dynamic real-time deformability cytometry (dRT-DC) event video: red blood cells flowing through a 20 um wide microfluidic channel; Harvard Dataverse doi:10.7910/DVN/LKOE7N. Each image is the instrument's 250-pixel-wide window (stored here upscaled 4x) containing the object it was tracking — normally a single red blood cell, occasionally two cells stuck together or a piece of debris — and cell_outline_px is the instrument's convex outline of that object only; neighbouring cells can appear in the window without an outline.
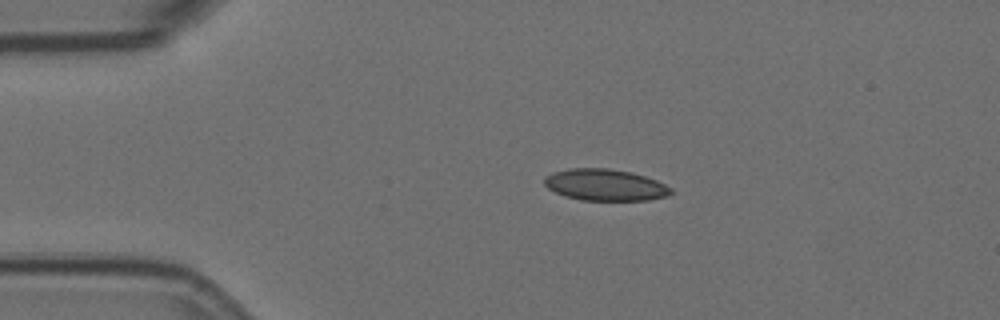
{"species": "Egyptian fruit bat (a non-hibernating species)", "species_latin": "Rousettus aegyptiacus", "temperature_condition": "room temperature", "stored_images_in_passage": 10, "camera_frame_rate_fps": 3000, "um_per_image_px": 0.085, "animal": {"sex": "female"}, "frame": {"image": 1, "passage_image": 1, "time_ms": 0.0, "image_size_px": [1000, 320], "cell_outline_px": [[672, 192], [668, 196], [648, 200], [580, 200], [564, 196], [548, 188], [544, 184], [544, 176], [552, 172], [568, 168], [608, 168], [632, 172], [656, 180], [672, 188]], "centroid_in_image_um": [51.41, 15.71], "position_along_channel_um": 33.6, "area_um2": 23.41}}
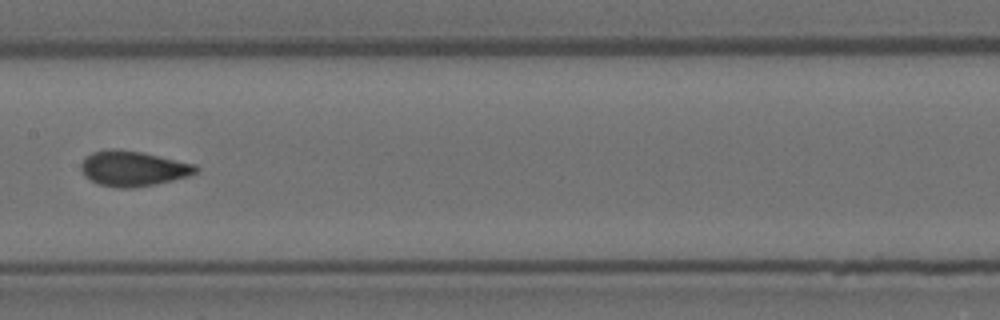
{"frame": {"image": 2, "passage_image": 6, "time_ms": 1.667, "image_size_px": [1000, 320], "cell_outline_px": [[200, 168], [192, 176], [156, 184], [132, 188], [120, 188], [96, 184], [84, 176], [80, 168], [80, 164], [92, 152], [112, 148], [140, 152], [196, 164]], "centroid_in_image_um": [11.33, 14.34], "position_along_channel_um": 196.1, "area_um2": 23.7}}
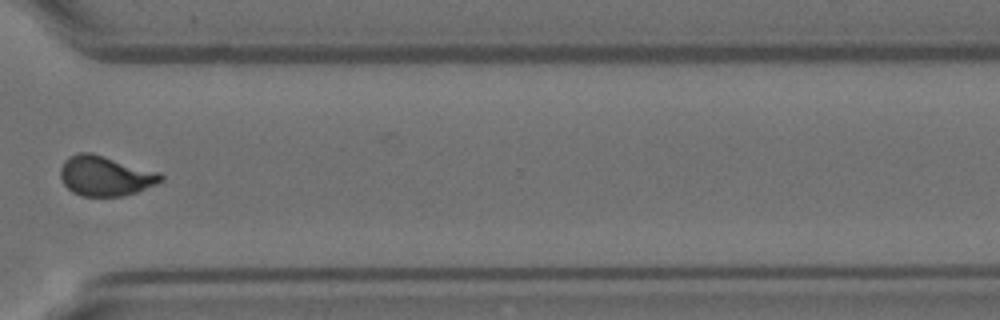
{"frame": {"image": 3, "passage_image": 10, "time_ms": 3.0, "image_size_px": [1000, 320], "cell_outline_px": [[164, 180], [156, 184], [136, 192], [120, 196], [80, 196], [72, 192], [64, 184], [60, 176], [60, 168], [64, 160], [68, 156], [80, 152], [92, 152], [160, 172], [164, 176]], "centroid_in_image_um": [8.94, 14.94], "position_along_channel_um": 361.7, "area_um2": 23.58}}